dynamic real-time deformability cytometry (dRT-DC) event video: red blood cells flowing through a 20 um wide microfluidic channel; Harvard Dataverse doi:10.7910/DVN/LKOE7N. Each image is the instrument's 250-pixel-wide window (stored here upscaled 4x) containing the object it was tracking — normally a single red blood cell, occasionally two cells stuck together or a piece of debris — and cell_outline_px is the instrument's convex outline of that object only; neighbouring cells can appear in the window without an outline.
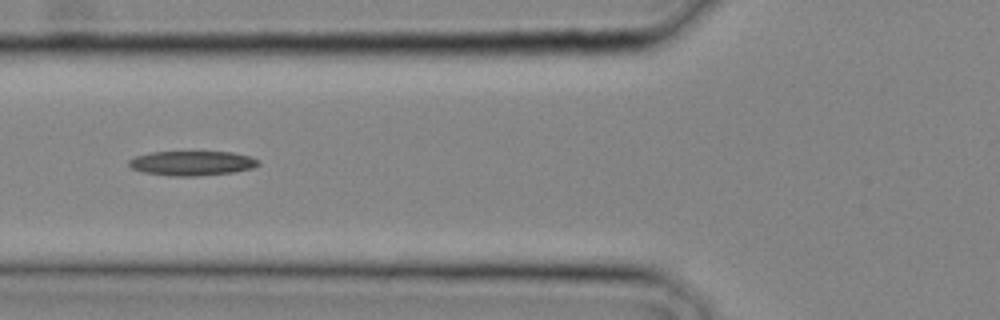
{"species": "common noctule bat (a hibernating species)", "species_latin": "Nyctalus noctula", "temperature_condition": "cold", "stored_images_in_passage": 17, "camera_frame_rate_fps": 3000, "um_per_image_px": 0.085, "animal": {"sex": "male", "body_mass_g": 20.4}, "frame": {"image": 1, "passage_image": 10, "time_ms": 3.0, "image_size_px": [1000, 320], "cell_outline_px": [[260, 164], [252, 168], [232, 172], [196, 176], [172, 176], [144, 172], [132, 168], [128, 164], [128, 160], [136, 156], [152, 152], [232, 152], [252, 156], [260, 160]], "centroid_in_image_um": [16.35, 13.86], "position_along_channel_um": 109.4, "area_um2": 18.5}}
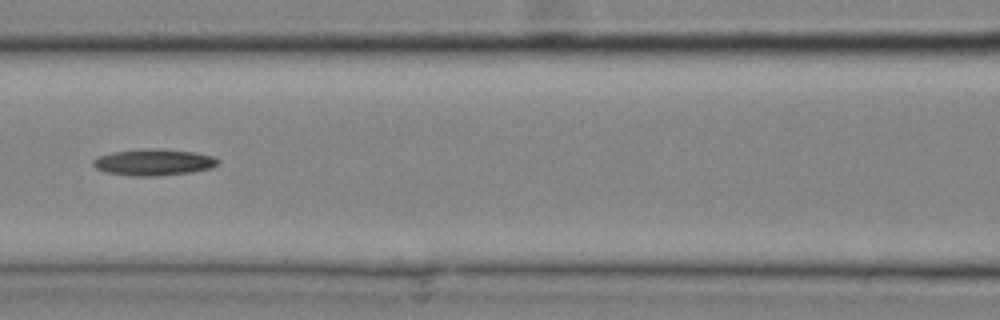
{"frame": {"image": 2, "passage_image": 12, "time_ms": 3.667, "image_size_px": [1000, 320], "cell_outline_px": [[220, 164], [212, 168], [192, 172], [156, 176], [132, 176], [108, 172], [96, 168], [92, 164], [92, 160], [100, 156], [112, 152], [140, 148], [156, 148], [196, 152], [212, 156], [220, 160]], "centroid_in_image_um": [13.1, 13.78], "position_along_channel_um": 153.5, "area_um2": 19.42}}